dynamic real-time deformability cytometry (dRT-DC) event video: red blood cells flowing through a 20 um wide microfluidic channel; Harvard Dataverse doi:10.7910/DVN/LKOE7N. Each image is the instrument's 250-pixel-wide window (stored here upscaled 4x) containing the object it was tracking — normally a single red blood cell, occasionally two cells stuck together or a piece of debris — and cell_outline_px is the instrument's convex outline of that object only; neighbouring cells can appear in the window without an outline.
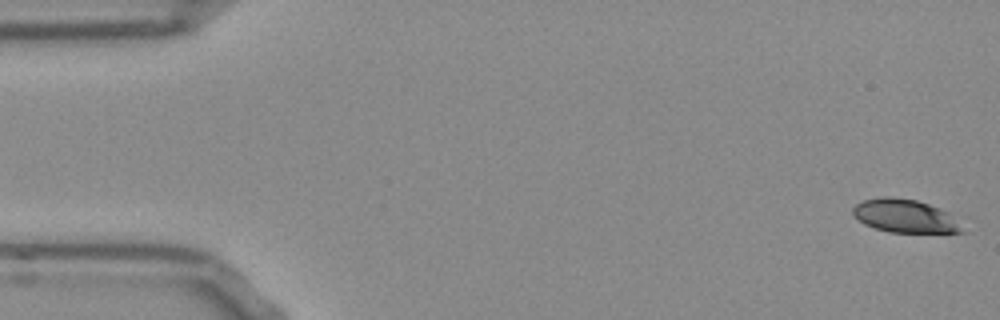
{"species": "Egyptian fruit bat (a non-hibernating species)", "species_latin": "Rousettus aegyptiacus", "temperature_condition": "room temperature", "stored_images_in_passage": 10, "camera_frame_rate_fps": 3000, "um_per_image_px": 0.085, "frame": {"image": 1, "passage_image": 1, "time_ms": 0.0, "image_size_px": [1000, 320], "cell_outline_px": [[968, 232], [888, 232], [864, 224], [852, 212], [852, 208], [856, 204], [864, 200], [880, 196], [892, 196], [916, 200], [940, 208], [948, 212]], "centroid_in_image_um": [76.92, 18.35], "position_along_channel_um": 8.1, "area_um2": 21.1}}